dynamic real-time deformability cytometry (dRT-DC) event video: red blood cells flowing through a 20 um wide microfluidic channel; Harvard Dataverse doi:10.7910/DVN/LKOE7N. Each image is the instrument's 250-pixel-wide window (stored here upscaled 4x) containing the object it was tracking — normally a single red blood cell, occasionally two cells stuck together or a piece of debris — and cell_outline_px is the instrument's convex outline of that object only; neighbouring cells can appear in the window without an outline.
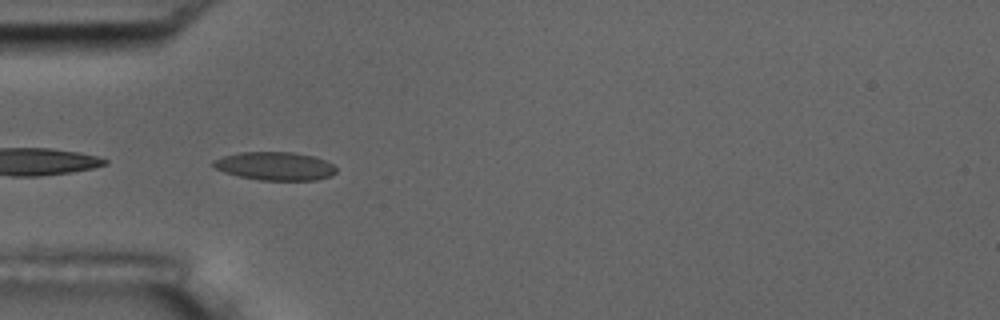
{"species": "common noctule bat (a hibernating species)", "species_latin": "Nyctalus noctula", "temperature_condition": "room temperature", "stored_images_in_passage": 40, "camera_frame_rate_fps": 3000, "um_per_image_px": 0.085, "animal": {"sex": "male", "body_mass_g": 17.5, "forearm_length_mm": 52.3}, "frame": {"image": 1, "passage_image": 1, "time_ms": 0.0, "image_size_px": [1000, 320], "cell_outline_px": [[336, 172], [332, 176], [316, 180], [260, 180], [240, 176], [224, 172], [216, 168], [212, 164], [212, 160], [224, 156], [240, 152], [292, 152], [312, 156], [324, 160], [332, 164], [336, 168]], "centroid_in_image_um": [23.38, 14.12], "position_along_channel_um": 61.6, "area_um2": 20.17}}
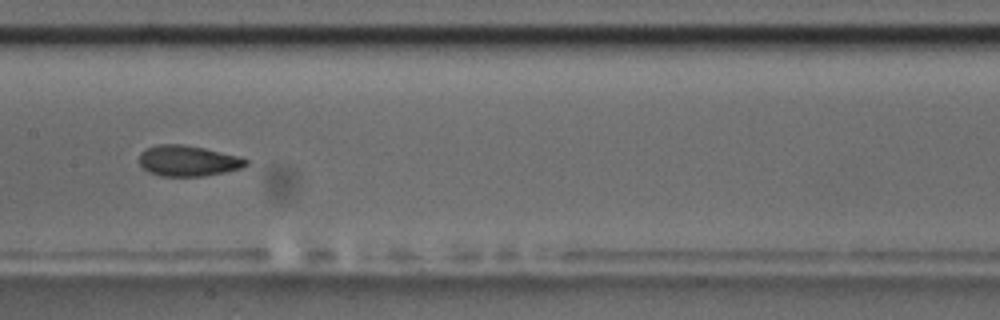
{"frame": {"image": 2, "passage_image": 12, "time_ms": 3.667, "image_size_px": [1000, 320], "cell_outline_px": [[248, 164], [240, 168], [224, 172], [200, 176], [160, 176], [148, 172], [140, 164], [140, 152], [144, 148], [156, 144], [184, 144], [204, 148], [240, 156], [248, 160]], "centroid_in_image_um": [15.95, 13.65], "position_along_channel_um": 191.5, "area_um2": 19.19}, "authors_computed_cell_mechanics": {"area_um2": 19.1896, "velocity_mm_per_s": 3.601, "shape_relaxation_time_tau1_ms": 9.1362, "shape_relaxation_time_tau2_ms": 1.3993, "deformation_change_tau1": 0.1864, "deformation_change_tau2": 0.0727}}